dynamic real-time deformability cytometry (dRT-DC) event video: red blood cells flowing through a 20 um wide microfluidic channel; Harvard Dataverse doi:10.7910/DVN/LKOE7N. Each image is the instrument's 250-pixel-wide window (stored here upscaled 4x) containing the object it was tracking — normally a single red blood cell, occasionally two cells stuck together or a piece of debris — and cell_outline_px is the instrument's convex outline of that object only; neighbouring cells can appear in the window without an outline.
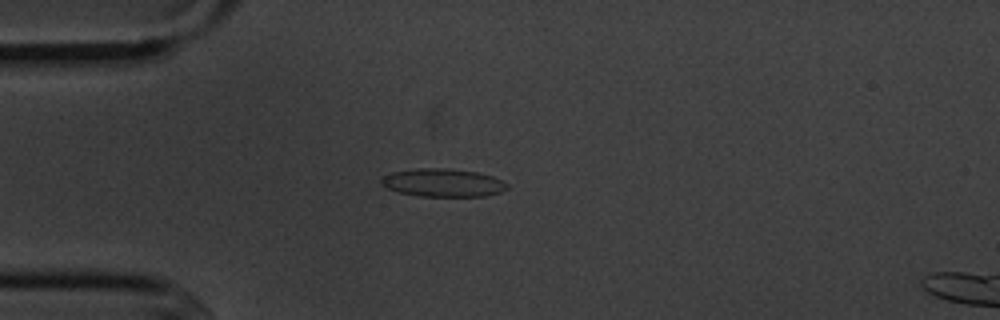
{"species": "common noctule bat (a hibernating species)", "species_latin": "Nyctalus noctula", "temperature_condition": "cold", "stored_images_in_passage": 4, "camera_frame_rate_fps": 3000, "um_per_image_px": 0.085, "animal": {"sex": "male", "body_mass_g": 20.1, "forearm_length_mm": 53.5}, "frame": {"image": 1, "passage_image": 4, "time_ms": 3.333, "image_size_px": [1000, 320], "cell_outline_px": [[508, 188], [500, 192], [484, 196], [420, 196], [400, 192], [384, 188], [380, 184], [380, 180], [384, 176], [392, 172], [420, 168], [448, 168], [476, 172], [492, 176], [508, 184]], "centroid_in_image_um": [37.62, 15.53], "position_along_channel_um": 47.4, "area_um2": 20.52}}